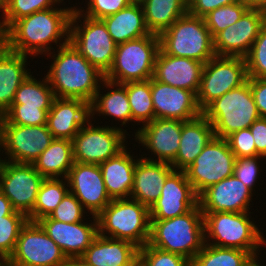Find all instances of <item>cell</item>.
<instances>
[{
	"label": "cell",
	"mask_w": 266,
	"mask_h": 266,
	"mask_svg": "<svg viewBox=\"0 0 266 266\" xmlns=\"http://www.w3.org/2000/svg\"><path fill=\"white\" fill-rule=\"evenodd\" d=\"M63 0H7L0 26L6 31L16 20L34 12L54 7Z\"/></svg>",
	"instance_id": "38"
},
{
	"label": "cell",
	"mask_w": 266,
	"mask_h": 266,
	"mask_svg": "<svg viewBox=\"0 0 266 266\" xmlns=\"http://www.w3.org/2000/svg\"><path fill=\"white\" fill-rule=\"evenodd\" d=\"M159 49V36L152 33L118 44L104 79L118 84L151 79Z\"/></svg>",
	"instance_id": "8"
},
{
	"label": "cell",
	"mask_w": 266,
	"mask_h": 266,
	"mask_svg": "<svg viewBox=\"0 0 266 266\" xmlns=\"http://www.w3.org/2000/svg\"><path fill=\"white\" fill-rule=\"evenodd\" d=\"M50 108L25 106V104H11L2 116L14 125L37 126L46 125Z\"/></svg>",
	"instance_id": "41"
},
{
	"label": "cell",
	"mask_w": 266,
	"mask_h": 266,
	"mask_svg": "<svg viewBox=\"0 0 266 266\" xmlns=\"http://www.w3.org/2000/svg\"><path fill=\"white\" fill-rule=\"evenodd\" d=\"M252 191L234 174L209 186L198 196L202 213L249 212Z\"/></svg>",
	"instance_id": "21"
},
{
	"label": "cell",
	"mask_w": 266,
	"mask_h": 266,
	"mask_svg": "<svg viewBox=\"0 0 266 266\" xmlns=\"http://www.w3.org/2000/svg\"><path fill=\"white\" fill-rule=\"evenodd\" d=\"M54 99V92L46 76L42 81H37L30 73L17 89L12 104L51 108Z\"/></svg>",
	"instance_id": "36"
},
{
	"label": "cell",
	"mask_w": 266,
	"mask_h": 266,
	"mask_svg": "<svg viewBox=\"0 0 266 266\" xmlns=\"http://www.w3.org/2000/svg\"><path fill=\"white\" fill-rule=\"evenodd\" d=\"M90 118V104L87 101L55 98L48 112L46 125L54 139L72 141Z\"/></svg>",
	"instance_id": "24"
},
{
	"label": "cell",
	"mask_w": 266,
	"mask_h": 266,
	"mask_svg": "<svg viewBox=\"0 0 266 266\" xmlns=\"http://www.w3.org/2000/svg\"><path fill=\"white\" fill-rule=\"evenodd\" d=\"M127 91L132 121L150 123L155 118L151 94V79L122 84Z\"/></svg>",
	"instance_id": "35"
},
{
	"label": "cell",
	"mask_w": 266,
	"mask_h": 266,
	"mask_svg": "<svg viewBox=\"0 0 266 266\" xmlns=\"http://www.w3.org/2000/svg\"><path fill=\"white\" fill-rule=\"evenodd\" d=\"M203 67L204 63L200 61L167 55L159 49L152 78L174 87L193 91L197 95Z\"/></svg>",
	"instance_id": "23"
},
{
	"label": "cell",
	"mask_w": 266,
	"mask_h": 266,
	"mask_svg": "<svg viewBox=\"0 0 266 266\" xmlns=\"http://www.w3.org/2000/svg\"><path fill=\"white\" fill-rule=\"evenodd\" d=\"M4 130L7 161L32 164L54 140L47 125H14L0 117Z\"/></svg>",
	"instance_id": "15"
},
{
	"label": "cell",
	"mask_w": 266,
	"mask_h": 266,
	"mask_svg": "<svg viewBox=\"0 0 266 266\" xmlns=\"http://www.w3.org/2000/svg\"><path fill=\"white\" fill-rule=\"evenodd\" d=\"M251 92L261 118H266V78H249Z\"/></svg>",
	"instance_id": "49"
},
{
	"label": "cell",
	"mask_w": 266,
	"mask_h": 266,
	"mask_svg": "<svg viewBox=\"0 0 266 266\" xmlns=\"http://www.w3.org/2000/svg\"><path fill=\"white\" fill-rule=\"evenodd\" d=\"M198 205V195L184 170H173L165 180L161 194L149 209L151 220H166L191 211Z\"/></svg>",
	"instance_id": "18"
},
{
	"label": "cell",
	"mask_w": 266,
	"mask_h": 266,
	"mask_svg": "<svg viewBox=\"0 0 266 266\" xmlns=\"http://www.w3.org/2000/svg\"><path fill=\"white\" fill-rule=\"evenodd\" d=\"M250 213H203L205 243L212 246L241 249L248 251L251 255L259 254V248L266 244V239L255 223L251 221ZM208 238L212 240V243Z\"/></svg>",
	"instance_id": "5"
},
{
	"label": "cell",
	"mask_w": 266,
	"mask_h": 266,
	"mask_svg": "<svg viewBox=\"0 0 266 266\" xmlns=\"http://www.w3.org/2000/svg\"><path fill=\"white\" fill-rule=\"evenodd\" d=\"M249 9L260 10L266 13V0H244Z\"/></svg>",
	"instance_id": "53"
},
{
	"label": "cell",
	"mask_w": 266,
	"mask_h": 266,
	"mask_svg": "<svg viewBox=\"0 0 266 266\" xmlns=\"http://www.w3.org/2000/svg\"><path fill=\"white\" fill-rule=\"evenodd\" d=\"M0 266H6V261L0 257Z\"/></svg>",
	"instance_id": "58"
},
{
	"label": "cell",
	"mask_w": 266,
	"mask_h": 266,
	"mask_svg": "<svg viewBox=\"0 0 266 266\" xmlns=\"http://www.w3.org/2000/svg\"><path fill=\"white\" fill-rule=\"evenodd\" d=\"M160 49L167 55L206 63L215 57L214 39L204 18L186 13L159 35Z\"/></svg>",
	"instance_id": "7"
},
{
	"label": "cell",
	"mask_w": 266,
	"mask_h": 266,
	"mask_svg": "<svg viewBox=\"0 0 266 266\" xmlns=\"http://www.w3.org/2000/svg\"><path fill=\"white\" fill-rule=\"evenodd\" d=\"M240 0H190L188 13L204 18L211 11L221 6L230 5Z\"/></svg>",
	"instance_id": "48"
},
{
	"label": "cell",
	"mask_w": 266,
	"mask_h": 266,
	"mask_svg": "<svg viewBox=\"0 0 266 266\" xmlns=\"http://www.w3.org/2000/svg\"><path fill=\"white\" fill-rule=\"evenodd\" d=\"M15 211L10 200L0 190V219L4 216L13 214Z\"/></svg>",
	"instance_id": "51"
},
{
	"label": "cell",
	"mask_w": 266,
	"mask_h": 266,
	"mask_svg": "<svg viewBox=\"0 0 266 266\" xmlns=\"http://www.w3.org/2000/svg\"><path fill=\"white\" fill-rule=\"evenodd\" d=\"M97 220L101 236L126 240L139 248L149 242L151 226L149 208L137 200L112 199L97 215Z\"/></svg>",
	"instance_id": "4"
},
{
	"label": "cell",
	"mask_w": 266,
	"mask_h": 266,
	"mask_svg": "<svg viewBox=\"0 0 266 266\" xmlns=\"http://www.w3.org/2000/svg\"><path fill=\"white\" fill-rule=\"evenodd\" d=\"M85 210L80 201L68 192L60 204L50 213L49 217L66 223H78L83 219Z\"/></svg>",
	"instance_id": "44"
},
{
	"label": "cell",
	"mask_w": 266,
	"mask_h": 266,
	"mask_svg": "<svg viewBox=\"0 0 266 266\" xmlns=\"http://www.w3.org/2000/svg\"><path fill=\"white\" fill-rule=\"evenodd\" d=\"M259 156L266 158V118L255 120L249 127Z\"/></svg>",
	"instance_id": "50"
},
{
	"label": "cell",
	"mask_w": 266,
	"mask_h": 266,
	"mask_svg": "<svg viewBox=\"0 0 266 266\" xmlns=\"http://www.w3.org/2000/svg\"><path fill=\"white\" fill-rule=\"evenodd\" d=\"M265 24V12L248 9L237 22L226 27L213 38L216 56L245 58Z\"/></svg>",
	"instance_id": "16"
},
{
	"label": "cell",
	"mask_w": 266,
	"mask_h": 266,
	"mask_svg": "<svg viewBox=\"0 0 266 266\" xmlns=\"http://www.w3.org/2000/svg\"><path fill=\"white\" fill-rule=\"evenodd\" d=\"M54 8L37 11L16 20L5 31V46L24 55L36 56L46 53L48 56L52 54L51 43H56L57 46L60 40V47L69 43L70 21L75 6ZM61 38H64L63 43H60Z\"/></svg>",
	"instance_id": "1"
},
{
	"label": "cell",
	"mask_w": 266,
	"mask_h": 266,
	"mask_svg": "<svg viewBox=\"0 0 266 266\" xmlns=\"http://www.w3.org/2000/svg\"><path fill=\"white\" fill-rule=\"evenodd\" d=\"M248 78H266V24L245 57Z\"/></svg>",
	"instance_id": "43"
},
{
	"label": "cell",
	"mask_w": 266,
	"mask_h": 266,
	"mask_svg": "<svg viewBox=\"0 0 266 266\" xmlns=\"http://www.w3.org/2000/svg\"><path fill=\"white\" fill-rule=\"evenodd\" d=\"M248 9L249 6L247 3L244 0H240L236 3L221 6L211 11L204 17L211 36L214 38L226 27L237 22Z\"/></svg>",
	"instance_id": "39"
},
{
	"label": "cell",
	"mask_w": 266,
	"mask_h": 266,
	"mask_svg": "<svg viewBox=\"0 0 266 266\" xmlns=\"http://www.w3.org/2000/svg\"><path fill=\"white\" fill-rule=\"evenodd\" d=\"M148 243L192 261L205 245L204 219L200 205L171 219L151 220Z\"/></svg>",
	"instance_id": "3"
},
{
	"label": "cell",
	"mask_w": 266,
	"mask_h": 266,
	"mask_svg": "<svg viewBox=\"0 0 266 266\" xmlns=\"http://www.w3.org/2000/svg\"><path fill=\"white\" fill-rule=\"evenodd\" d=\"M3 146V147H2ZM4 130H3V124H2V120L0 119V152H1V147L3 148L4 150ZM7 160H1L0 158V168L6 163Z\"/></svg>",
	"instance_id": "55"
},
{
	"label": "cell",
	"mask_w": 266,
	"mask_h": 266,
	"mask_svg": "<svg viewBox=\"0 0 266 266\" xmlns=\"http://www.w3.org/2000/svg\"><path fill=\"white\" fill-rule=\"evenodd\" d=\"M81 18L83 25H78L77 20ZM69 42L101 73L105 75L109 71L117 44L101 19L89 18L75 7L70 21Z\"/></svg>",
	"instance_id": "9"
},
{
	"label": "cell",
	"mask_w": 266,
	"mask_h": 266,
	"mask_svg": "<svg viewBox=\"0 0 266 266\" xmlns=\"http://www.w3.org/2000/svg\"><path fill=\"white\" fill-rule=\"evenodd\" d=\"M101 20L117 45L151 34L140 1H133L124 9Z\"/></svg>",
	"instance_id": "30"
},
{
	"label": "cell",
	"mask_w": 266,
	"mask_h": 266,
	"mask_svg": "<svg viewBox=\"0 0 266 266\" xmlns=\"http://www.w3.org/2000/svg\"><path fill=\"white\" fill-rule=\"evenodd\" d=\"M150 33L160 35L188 12L185 0H140Z\"/></svg>",
	"instance_id": "32"
},
{
	"label": "cell",
	"mask_w": 266,
	"mask_h": 266,
	"mask_svg": "<svg viewBox=\"0 0 266 266\" xmlns=\"http://www.w3.org/2000/svg\"><path fill=\"white\" fill-rule=\"evenodd\" d=\"M104 87L112 88L113 90L106 94H100L99 90L90 103V117L98 112L99 115L113 116L117 120H121L125 125L128 121H132L131 108L127 96L126 88L122 84L114 83L104 79L101 83ZM116 89H114L115 87ZM119 87V88H117Z\"/></svg>",
	"instance_id": "33"
},
{
	"label": "cell",
	"mask_w": 266,
	"mask_h": 266,
	"mask_svg": "<svg viewBox=\"0 0 266 266\" xmlns=\"http://www.w3.org/2000/svg\"><path fill=\"white\" fill-rule=\"evenodd\" d=\"M182 120L154 118L150 123L143 125L135 133V139L143 144L158 158L154 160L171 164L179 149L182 132Z\"/></svg>",
	"instance_id": "22"
},
{
	"label": "cell",
	"mask_w": 266,
	"mask_h": 266,
	"mask_svg": "<svg viewBox=\"0 0 266 266\" xmlns=\"http://www.w3.org/2000/svg\"><path fill=\"white\" fill-rule=\"evenodd\" d=\"M62 266H93L89 264L83 257H69Z\"/></svg>",
	"instance_id": "52"
},
{
	"label": "cell",
	"mask_w": 266,
	"mask_h": 266,
	"mask_svg": "<svg viewBox=\"0 0 266 266\" xmlns=\"http://www.w3.org/2000/svg\"><path fill=\"white\" fill-rule=\"evenodd\" d=\"M92 218L91 224H86L84 221L66 223L51 219L49 216L40 218L36 222L69 258L82 257L99 234L97 216L93 215Z\"/></svg>",
	"instance_id": "19"
},
{
	"label": "cell",
	"mask_w": 266,
	"mask_h": 266,
	"mask_svg": "<svg viewBox=\"0 0 266 266\" xmlns=\"http://www.w3.org/2000/svg\"><path fill=\"white\" fill-rule=\"evenodd\" d=\"M257 255L258 254L250 255L241 266H264V265H260L261 264L260 262L259 263L257 262L259 261L257 259L258 258Z\"/></svg>",
	"instance_id": "54"
},
{
	"label": "cell",
	"mask_w": 266,
	"mask_h": 266,
	"mask_svg": "<svg viewBox=\"0 0 266 266\" xmlns=\"http://www.w3.org/2000/svg\"><path fill=\"white\" fill-rule=\"evenodd\" d=\"M5 46V31L0 26V51Z\"/></svg>",
	"instance_id": "56"
},
{
	"label": "cell",
	"mask_w": 266,
	"mask_h": 266,
	"mask_svg": "<svg viewBox=\"0 0 266 266\" xmlns=\"http://www.w3.org/2000/svg\"><path fill=\"white\" fill-rule=\"evenodd\" d=\"M215 136L211 123L201 114L197 118L183 121L179 149L171 166L185 170Z\"/></svg>",
	"instance_id": "27"
},
{
	"label": "cell",
	"mask_w": 266,
	"mask_h": 266,
	"mask_svg": "<svg viewBox=\"0 0 266 266\" xmlns=\"http://www.w3.org/2000/svg\"><path fill=\"white\" fill-rule=\"evenodd\" d=\"M225 139L236 158L259 156L250 128L235 131Z\"/></svg>",
	"instance_id": "46"
},
{
	"label": "cell",
	"mask_w": 266,
	"mask_h": 266,
	"mask_svg": "<svg viewBox=\"0 0 266 266\" xmlns=\"http://www.w3.org/2000/svg\"><path fill=\"white\" fill-rule=\"evenodd\" d=\"M32 164L44 178H67L74 164L72 141L54 139Z\"/></svg>",
	"instance_id": "31"
},
{
	"label": "cell",
	"mask_w": 266,
	"mask_h": 266,
	"mask_svg": "<svg viewBox=\"0 0 266 266\" xmlns=\"http://www.w3.org/2000/svg\"><path fill=\"white\" fill-rule=\"evenodd\" d=\"M58 47L46 75L55 98L82 99L90 104L101 87L104 74L70 42Z\"/></svg>",
	"instance_id": "2"
},
{
	"label": "cell",
	"mask_w": 266,
	"mask_h": 266,
	"mask_svg": "<svg viewBox=\"0 0 266 266\" xmlns=\"http://www.w3.org/2000/svg\"><path fill=\"white\" fill-rule=\"evenodd\" d=\"M262 156L238 157L235 159L233 174L241 180L252 192L255 189V181L260 176L258 159ZM259 175V176H258Z\"/></svg>",
	"instance_id": "45"
},
{
	"label": "cell",
	"mask_w": 266,
	"mask_h": 266,
	"mask_svg": "<svg viewBox=\"0 0 266 266\" xmlns=\"http://www.w3.org/2000/svg\"><path fill=\"white\" fill-rule=\"evenodd\" d=\"M248 79L243 57L215 56L203 67L197 104L203 110L213 100L240 87Z\"/></svg>",
	"instance_id": "11"
},
{
	"label": "cell",
	"mask_w": 266,
	"mask_h": 266,
	"mask_svg": "<svg viewBox=\"0 0 266 266\" xmlns=\"http://www.w3.org/2000/svg\"><path fill=\"white\" fill-rule=\"evenodd\" d=\"M124 148L99 164L107 193L111 199L130 198L137 159ZM129 196V197H128Z\"/></svg>",
	"instance_id": "28"
},
{
	"label": "cell",
	"mask_w": 266,
	"mask_h": 266,
	"mask_svg": "<svg viewBox=\"0 0 266 266\" xmlns=\"http://www.w3.org/2000/svg\"><path fill=\"white\" fill-rule=\"evenodd\" d=\"M69 192L97 216L110 202L101 169L98 164L74 162L67 176Z\"/></svg>",
	"instance_id": "17"
},
{
	"label": "cell",
	"mask_w": 266,
	"mask_h": 266,
	"mask_svg": "<svg viewBox=\"0 0 266 266\" xmlns=\"http://www.w3.org/2000/svg\"><path fill=\"white\" fill-rule=\"evenodd\" d=\"M138 266H191L185 257L158 249L147 243L139 248Z\"/></svg>",
	"instance_id": "42"
},
{
	"label": "cell",
	"mask_w": 266,
	"mask_h": 266,
	"mask_svg": "<svg viewBox=\"0 0 266 266\" xmlns=\"http://www.w3.org/2000/svg\"><path fill=\"white\" fill-rule=\"evenodd\" d=\"M44 179L33 164L6 161L0 168V190L12 207L26 216L33 211Z\"/></svg>",
	"instance_id": "14"
},
{
	"label": "cell",
	"mask_w": 266,
	"mask_h": 266,
	"mask_svg": "<svg viewBox=\"0 0 266 266\" xmlns=\"http://www.w3.org/2000/svg\"><path fill=\"white\" fill-rule=\"evenodd\" d=\"M138 253L129 241L98 234L82 257L93 266H138Z\"/></svg>",
	"instance_id": "26"
},
{
	"label": "cell",
	"mask_w": 266,
	"mask_h": 266,
	"mask_svg": "<svg viewBox=\"0 0 266 266\" xmlns=\"http://www.w3.org/2000/svg\"><path fill=\"white\" fill-rule=\"evenodd\" d=\"M67 187H69L67 178L61 180L45 178L38 191L33 211L27 216L28 221L36 222L40 218L49 216L69 192Z\"/></svg>",
	"instance_id": "34"
},
{
	"label": "cell",
	"mask_w": 266,
	"mask_h": 266,
	"mask_svg": "<svg viewBox=\"0 0 266 266\" xmlns=\"http://www.w3.org/2000/svg\"><path fill=\"white\" fill-rule=\"evenodd\" d=\"M151 94L155 118L189 121L202 114L193 91L151 78Z\"/></svg>",
	"instance_id": "20"
},
{
	"label": "cell",
	"mask_w": 266,
	"mask_h": 266,
	"mask_svg": "<svg viewBox=\"0 0 266 266\" xmlns=\"http://www.w3.org/2000/svg\"><path fill=\"white\" fill-rule=\"evenodd\" d=\"M235 155L225 138L214 136L184 171L199 196L209 186L233 175Z\"/></svg>",
	"instance_id": "10"
},
{
	"label": "cell",
	"mask_w": 266,
	"mask_h": 266,
	"mask_svg": "<svg viewBox=\"0 0 266 266\" xmlns=\"http://www.w3.org/2000/svg\"><path fill=\"white\" fill-rule=\"evenodd\" d=\"M67 257L37 222L21 228L6 266H62Z\"/></svg>",
	"instance_id": "12"
},
{
	"label": "cell",
	"mask_w": 266,
	"mask_h": 266,
	"mask_svg": "<svg viewBox=\"0 0 266 266\" xmlns=\"http://www.w3.org/2000/svg\"><path fill=\"white\" fill-rule=\"evenodd\" d=\"M27 55L4 46L0 51V117L10 108L17 89L30 74L26 70Z\"/></svg>",
	"instance_id": "29"
},
{
	"label": "cell",
	"mask_w": 266,
	"mask_h": 266,
	"mask_svg": "<svg viewBox=\"0 0 266 266\" xmlns=\"http://www.w3.org/2000/svg\"><path fill=\"white\" fill-rule=\"evenodd\" d=\"M7 0H0V10L5 11Z\"/></svg>",
	"instance_id": "57"
},
{
	"label": "cell",
	"mask_w": 266,
	"mask_h": 266,
	"mask_svg": "<svg viewBox=\"0 0 266 266\" xmlns=\"http://www.w3.org/2000/svg\"><path fill=\"white\" fill-rule=\"evenodd\" d=\"M173 170L171 164L166 162L147 160L144 157L137 159L130 197L150 209Z\"/></svg>",
	"instance_id": "25"
},
{
	"label": "cell",
	"mask_w": 266,
	"mask_h": 266,
	"mask_svg": "<svg viewBox=\"0 0 266 266\" xmlns=\"http://www.w3.org/2000/svg\"><path fill=\"white\" fill-rule=\"evenodd\" d=\"M85 125L72 139L74 162L99 165L126 147V130L115 126L94 127L90 121Z\"/></svg>",
	"instance_id": "13"
},
{
	"label": "cell",
	"mask_w": 266,
	"mask_h": 266,
	"mask_svg": "<svg viewBox=\"0 0 266 266\" xmlns=\"http://www.w3.org/2000/svg\"><path fill=\"white\" fill-rule=\"evenodd\" d=\"M202 115L211 123L216 137L226 138L231 133L246 129L260 118L249 84V78L240 87L213 100Z\"/></svg>",
	"instance_id": "6"
},
{
	"label": "cell",
	"mask_w": 266,
	"mask_h": 266,
	"mask_svg": "<svg viewBox=\"0 0 266 266\" xmlns=\"http://www.w3.org/2000/svg\"><path fill=\"white\" fill-rule=\"evenodd\" d=\"M132 2L133 0H89L86 12L84 9H78V11L89 18L102 19L117 13Z\"/></svg>",
	"instance_id": "47"
},
{
	"label": "cell",
	"mask_w": 266,
	"mask_h": 266,
	"mask_svg": "<svg viewBox=\"0 0 266 266\" xmlns=\"http://www.w3.org/2000/svg\"><path fill=\"white\" fill-rule=\"evenodd\" d=\"M27 221V216L19 211L0 219V257L5 261L12 255L20 230Z\"/></svg>",
	"instance_id": "40"
},
{
	"label": "cell",
	"mask_w": 266,
	"mask_h": 266,
	"mask_svg": "<svg viewBox=\"0 0 266 266\" xmlns=\"http://www.w3.org/2000/svg\"><path fill=\"white\" fill-rule=\"evenodd\" d=\"M251 254L237 248L206 244L192 259L191 266H241Z\"/></svg>",
	"instance_id": "37"
}]
</instances>
